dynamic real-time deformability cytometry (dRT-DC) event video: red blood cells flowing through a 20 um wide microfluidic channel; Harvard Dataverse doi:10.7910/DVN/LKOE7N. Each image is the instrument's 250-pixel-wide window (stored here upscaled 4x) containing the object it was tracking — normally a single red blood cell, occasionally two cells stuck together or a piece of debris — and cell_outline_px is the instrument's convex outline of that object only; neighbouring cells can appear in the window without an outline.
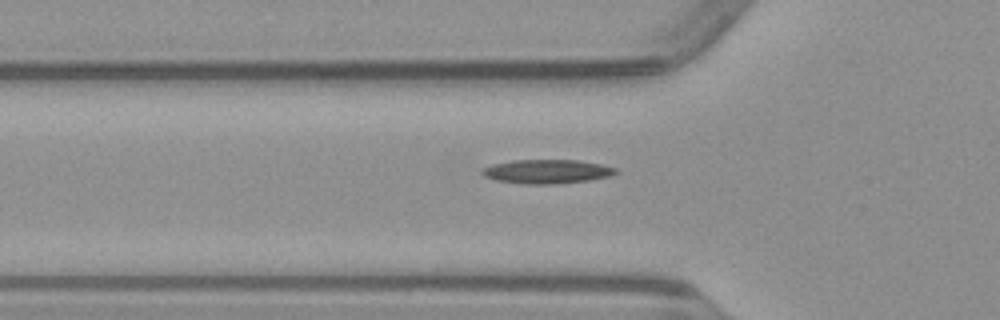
{"species": "common noctule bat (a hibernating species)", "species_latin": "Nyctalus noctula", "temperature_condition": "warm", "stored_images_in_passage": 36, "camera_frame_rate_fps": 3000, "um_per_image_px": 0.085, "animal": {"sex": "male", "body_mass_g": 23.1, "forearm_length_mm": 52.7}, "frame": {"image": 1, "passage_image": 8, "time_ms": 2.333, "image_size_px": [1000, 320], "cell_outline_px": [[620, 172], [608, 176], [592, 180], [556, 184], [524, 184], [496, 180], [484, 176], [480, 172], [484, 168], [492, 164], [512, 160], [580, 160], [600, 164], [616, 168]], "centroid_in_image_um": [46.5, 14.58], "position_along_channel_um": 79.3, "area_um2": 18.79}}
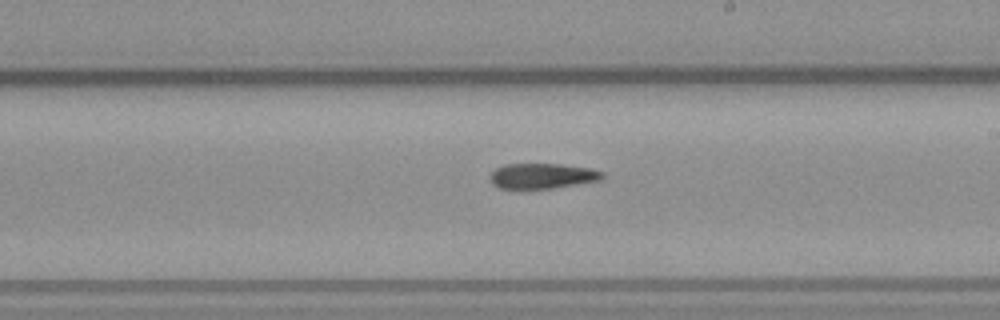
{"frame": {"image": 2, "passage_image": 20, "time_ms": 6.333, "image_size_px": [1000, 320], "cell_outline_px": [[604, 176], [600, 180], [528, 192], [500, 188], [492, 184], [488, 180], [488, 176], [496, 168], [504, 164], [560, 164], [592, 168], [604, 172]], "centroid_in_image_um": [46.01, 14.99], "position_along_channel_um": 243.0, "area_um2": 17.34}}
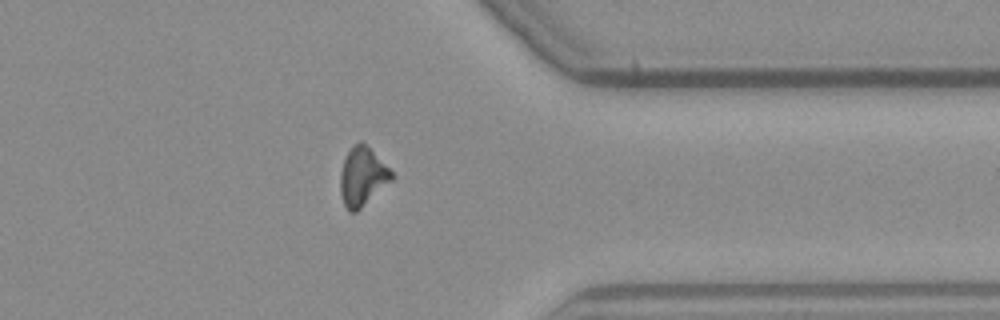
{"frame": {"image": 3, "passage_image": 31, "time_ms": 10.0, "image_size_px": [1000, 320], "cell_outline_px": [[396, 176], [392, 180], [356, 212], [348, 212], [344, 204], [340, 192], [340, 172], [344, 160], [348, 152], [360, 140]], "centroid_in_image_um": [30.79, 15.06], "position_along_channel_um": 380.6, "area_um2": 17.05}}